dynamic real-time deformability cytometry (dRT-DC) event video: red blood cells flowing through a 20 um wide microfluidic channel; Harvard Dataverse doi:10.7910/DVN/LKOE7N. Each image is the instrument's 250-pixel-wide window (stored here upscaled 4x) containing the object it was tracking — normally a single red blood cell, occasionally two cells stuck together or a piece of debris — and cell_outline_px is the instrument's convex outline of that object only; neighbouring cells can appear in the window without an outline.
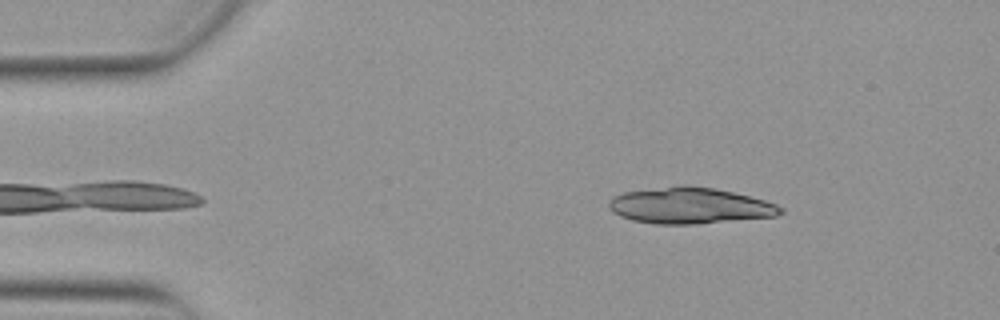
{"species": "Egyptian fruit bat (a non-hibernating species)", "species_latin": "Rousettus aegyptiacus", "temperature_condition": "warm", "stored_images_in_passage": 16, "segment_of_instrument_passage": [1, 2], "camera_frame_rate_fps": 3000, "um_per_image_px": 0.085, "animal": {"sex": "female"}, "frame": {"image": 1, "passage_image": 1, "time_ms": 0.0, "image_size_px": [1000, 320], "cell_outline_px": [[784, 212], [776, 216], [696, 224], [656, 224], [632, 220], [620, 216], [612, 212], [608, 208], [608, 200], [612, 196], [624, 192], [684, 184], [688, 184], [712, 188], [732, 192], [764, 200], [776, 204], [784, 208]], "centroid_in_image_um": [58.6, 17.48], "position_along_channel_um": 26.4, "area_um2": 36.3}}